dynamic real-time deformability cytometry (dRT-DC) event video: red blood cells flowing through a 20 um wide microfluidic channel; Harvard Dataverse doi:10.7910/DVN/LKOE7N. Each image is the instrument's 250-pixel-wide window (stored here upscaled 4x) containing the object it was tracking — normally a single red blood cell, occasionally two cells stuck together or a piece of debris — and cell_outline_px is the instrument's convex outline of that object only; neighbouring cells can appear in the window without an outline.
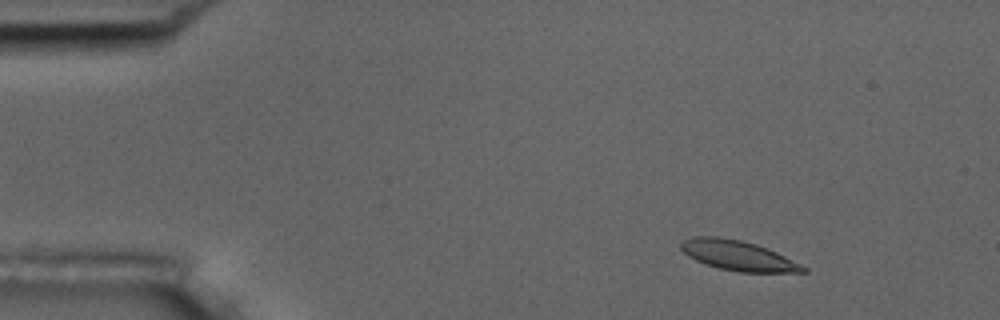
{"species": "common noctule bat (a hibernating species)", "species_latin": "Nyctalus noctula", "temperature_condition": "room temperature", "stored_images_in_passage": 4, "camera_frame_rate_fps": 3000, "um_per_image_px": 0.085, "animal": {"sex": "male", "body_mass_g": 17.5, "forearm_length_mm": 52.3}, "frame": {"image": 1, "passage_image": 1, "time_ms": 0.0, "image_size_px": [1000, 320], "cell_outline_px": [[808, 272], [740, 272], [720, 268], [696, 260], [688, 256], [680, 248], [680, 240], [692, 236], [716, 236], [740, 240], [756, 244], [768, 248], [808, 268]], "centroid_in_image_um": [62.7, 21.7], "position_along_channel_um": 22.3, "area_um2": 21.21}}
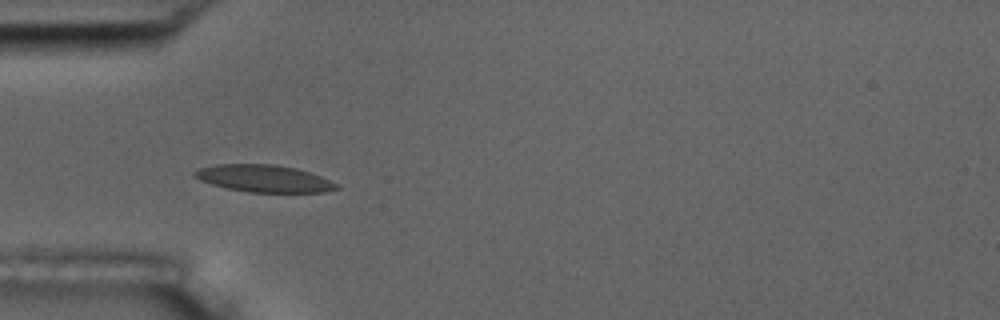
{"frame": {"image": 2, "passage_image": 3, "time_ms": 3.333, "image_size_px": [1000, 320], "cell_outline_px": [[340, 188], [324, 192], [248, 192], [228, 188], [212, 184], [200, 180], [192, 176], [192, 172], [200, 168], [216, 164], [272, 164], [296, 168], [320, 176], [340, 184]], "centroid_in_image_um": [22.44, 15.17], "position_along_channel_um": 62.6, "area_um2": 22.43}}